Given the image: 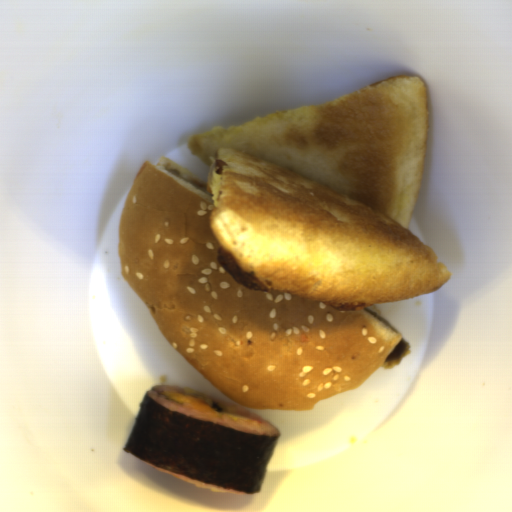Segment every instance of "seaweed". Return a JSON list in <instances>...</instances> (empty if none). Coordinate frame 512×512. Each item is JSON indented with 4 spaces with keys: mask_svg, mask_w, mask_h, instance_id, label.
<instances>
[{
    "mask_svg": "<svg viewBox=\"0 0 512 512\" xmlns=\"http://www.w3.org/2000/svg\"><path fill=\"white\" fill-rule=\"evenodd\" d=\"M139 402L123 451L189 480L248 495L261 493L278 435L254 434Z\"/></svg>",
    "mask_w": 512,
    "mask_h": 512,
    "instance_id": "seaweed-1",
    "label": "seaweed"
}]
</instances>
